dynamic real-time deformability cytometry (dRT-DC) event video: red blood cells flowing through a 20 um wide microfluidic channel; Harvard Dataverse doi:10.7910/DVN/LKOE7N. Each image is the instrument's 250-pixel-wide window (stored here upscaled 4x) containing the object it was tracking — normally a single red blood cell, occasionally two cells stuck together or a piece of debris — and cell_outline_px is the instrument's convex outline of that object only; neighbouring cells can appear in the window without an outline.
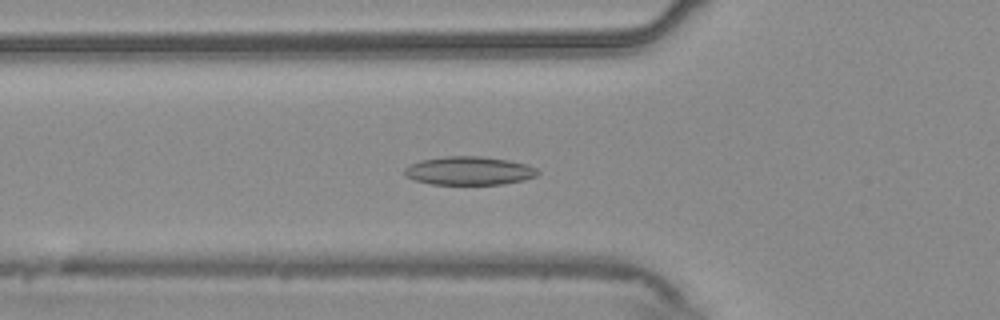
{"species": "common noctule bat (a hibernating species)", "species_latin": "Nyctalus noctula", "temperature_condition": "warm", "stored_images_in_passage": 55, "camera_frame_rate_fps": 3000, "um_per_image_px": 0.085, "animal": {"sex": "male", "body_mass_g": 20.4}, "frame": {"image": 1, "passage_image": 20, "time_ms": 6.333, "image_size_px": [1000, 320], "cell_outline_px": [[540, 172], [536, 176], [524, 180], [504, 184], [432, 184], [416, 180], [404, 176], [404, 168], [408, 164], [420, 160], [444, 156], [484, 156], [508, 160], [524, 164], [536, 168]], "centroid_in_image_um": [39.85, 14.51], "position_along_channel_um": 86.0, "area_um2": 22.2}}
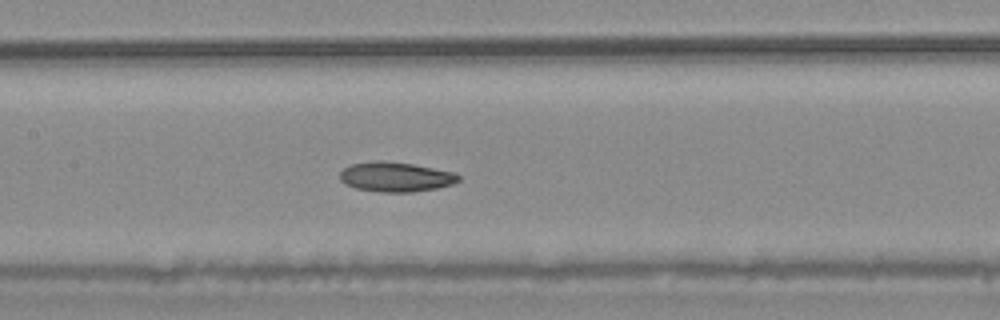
{"frame": {"image": 2, "passage_image": 27, "time_ms": 8.667, "image_size_px": [1000, 320], "cell_outline_px": [[460, 180], [452, 184], [436, 188], [412, 192], [380, 192], [356, 188], [344, 184], [340, 180], [340, 172], [344, 168], [352, 164], [372, 160], [384, 160], [412, 164], [456, 172], [460, 176]], "centroid_in_image_um": [33.63, 15.02], "position_along_channel_um": 173.8, "area_um2": 20.69}}
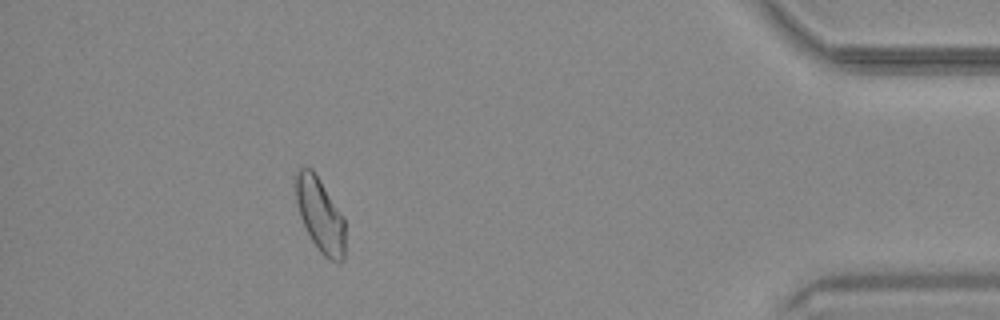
{"frame": {"image": 3, "passage_image": 50, "time_ms": 16.333, "image_size_px": [1000, 320], "cell_outline_px": [[344, 260], [332, 260], [324, 256], [320, 252], [312, 240], [300, 216], [296, 200], [292, 180], [292, 176], [300, 168], [312, 168], [344, 216]], "centroid_in_image_um": [27.17, 18.19], "position_along_channel_um": 408.0, "area_um2": 21.39}, "authors_computed_cell_mechanics": {"area_um2": 21.386, "velocity_mm_per_s": 3.7348, "shape_relaxation_time_tau1_ms": 11.1126, "shape_relaxation_time_tau2_ms": null, "deformation_change_tau1": 0.1479, "deformation_change_tau2": null}}